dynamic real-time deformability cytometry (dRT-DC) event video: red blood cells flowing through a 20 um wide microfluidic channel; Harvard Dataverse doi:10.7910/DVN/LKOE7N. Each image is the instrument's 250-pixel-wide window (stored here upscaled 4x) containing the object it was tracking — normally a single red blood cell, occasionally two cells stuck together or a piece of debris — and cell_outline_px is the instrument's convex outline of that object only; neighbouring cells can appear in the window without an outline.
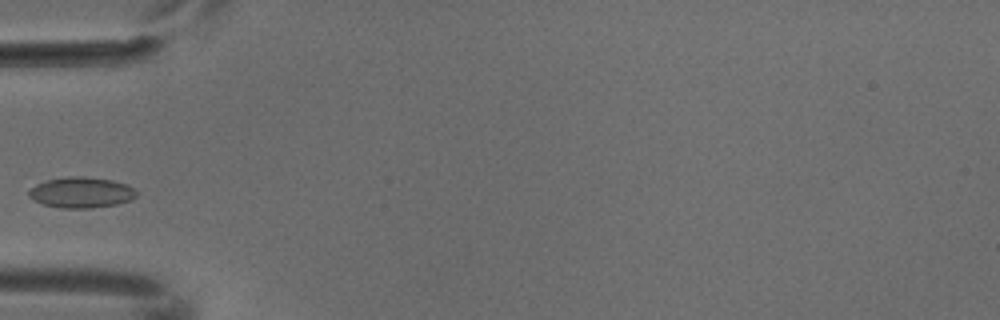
{"species": "common noctule bat (a hibernating species)", "species_latin": "Nyctalus noctula", "temperature_condition": "cold", "stored_images_in_passage": 3, "camera_frame_rate_fps": 3000, "um_per_image_px": 0.085, "animal": {"sex": "male", "body_mass_g": 18.8}, "frame": {"image": 1, "passage_image": 3, "time_ms": 0.667, "image_size_px": [1000, 320], "cell_outline_px": [[136, 196], [128, 200], [116, 204], [88, 208], [60, 208], [44, 204], [32, 200], [28, 196], [28, 188], [36, 184], [48, 180], [68, 176], [84, 176], [112, 180], [136, 188]], "centroid_in_image_um": [6.86, 16.35], "position_along_channel_um": 78.1, "area_um2": 19.25}}